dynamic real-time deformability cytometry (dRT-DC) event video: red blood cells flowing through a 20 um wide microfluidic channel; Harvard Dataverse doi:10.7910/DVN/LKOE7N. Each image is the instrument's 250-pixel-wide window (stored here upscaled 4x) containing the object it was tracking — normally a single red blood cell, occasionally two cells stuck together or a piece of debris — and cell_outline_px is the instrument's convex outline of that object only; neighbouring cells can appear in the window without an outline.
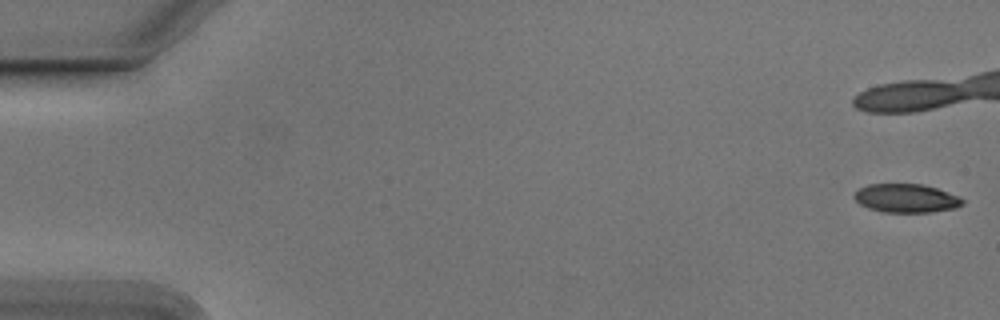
{"species": "Egyptian fruit bat (a non-hibernating species)", "species_latin": "Rousettus aegyptiacus", "temperature_condition": "cold", "stored_images_in_passage": 24, "camera_frame_rate_fps": 3000, "um_per_image_px": 0.085, "animal": {"sex": "male"}, "frame": {"image": 1, "passage_image": 1, "time_ms": 0.0, "image_size_px": [1000, 320], "cell_outline_px": [[964, 204], [956, 208], [928, 212], [880, 212], [868, 208], [860, 204], [852, 196], [860, 188], [868, 184], [920, 184], [936, 188], [948, 192], [964, 200]], "centroid_in_image_um": [77.0, 16.85], "position_along_channel_um": 8.0, "area_um2": 17.98}}